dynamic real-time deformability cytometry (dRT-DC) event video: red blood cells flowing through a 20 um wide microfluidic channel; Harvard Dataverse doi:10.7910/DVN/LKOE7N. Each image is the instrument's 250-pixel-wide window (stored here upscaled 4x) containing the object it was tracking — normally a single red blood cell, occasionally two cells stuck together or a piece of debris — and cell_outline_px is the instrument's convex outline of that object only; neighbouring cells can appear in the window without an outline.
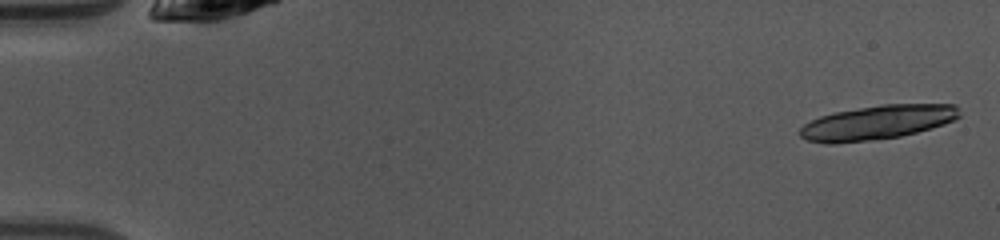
{"species": "common noctule bat (a hibernating species)", "species_latin": "Nyctalus noctula", "temperature_condition": "warm", "stored_images_in_passage": 49, "camera_frame_rate_fps": 3000, "um_per_image_px": 0.085, "animal": {"sex": "female", "body_mass_g": 10.0, "forearm_length_mm": 53.1}, "frame": {"image": 1, "passage_image": 2, "time_ms": 0.333, "image_size_px": [1000, 240], "cell_outline_px": [[960, 116], [944, 124], [916, 132], [900, 136], [872, 140], [832, 144], [824, 144], [808, 140], [800, 136], [800, 128], [804, 124], [820, 116], [836, 112], [880, 104], [956, 104]], "centroid_in_image_um": [74.55, 10.41], "position_along_channel_um": 10.5, "area_um2": 31.62}}
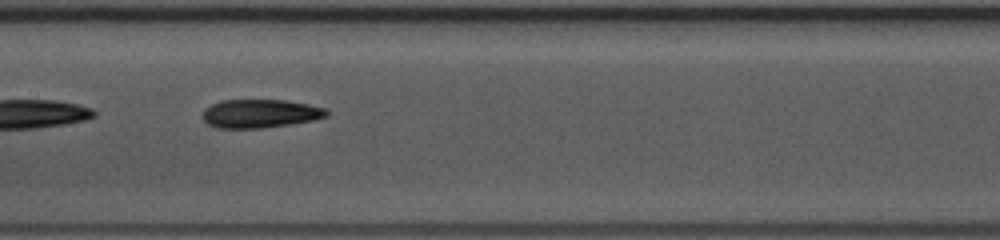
{"frame": {"image": 2, "passage_image": 25, "time_ms": 8.0, "image_size_px": [1000, 240], "cell_outline_px": [[328, 116], [312, 120], [288, 124], [260, 128], [216, 128], [208, 124], [204, 120], [204, 108], [220, 100], [284, 100], [308, 104], [328, 108]], "centroid_in_image_um": [22.11, 9.64], "position_along_channel_um": 185.3, "area_um2": 20.52}}
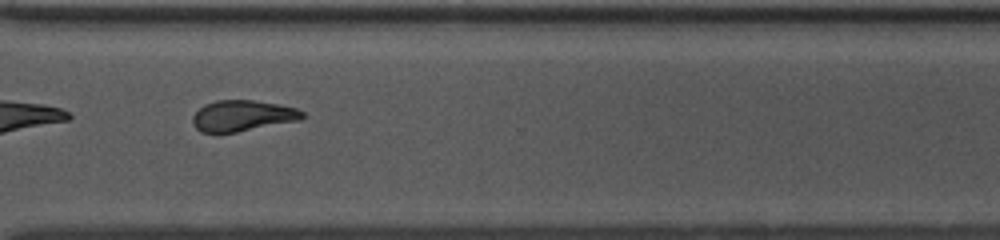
{"frame": {"image": 3, "passage_image": 37, "time_ms": 12.0, "image_size_px": [1000, 240], "cell_outline_px": [[304, 116], [300, 120], [236, 132], [200, 132], [192, 124], [192, 116], [204, 104], [216, 100], [256, 100], [280, 104], [296, 108], [304, 112]], "centroid_in_image_um": [20.61, 9.83], "position_along_channel_um": 350.0, "area_um2": 19.83}, "authors_computed_cell_mechanics": {"area_um2": 20.519, "velocity_mm_per_s": 4.1264, "shape_relaxation_time_tau1_ms": 4.464, "shape_relaxation_time_tau2_ms": 1.8948, "deformation_change_tau1": 0.1691, "deformation_change_tau2": 0.096}}